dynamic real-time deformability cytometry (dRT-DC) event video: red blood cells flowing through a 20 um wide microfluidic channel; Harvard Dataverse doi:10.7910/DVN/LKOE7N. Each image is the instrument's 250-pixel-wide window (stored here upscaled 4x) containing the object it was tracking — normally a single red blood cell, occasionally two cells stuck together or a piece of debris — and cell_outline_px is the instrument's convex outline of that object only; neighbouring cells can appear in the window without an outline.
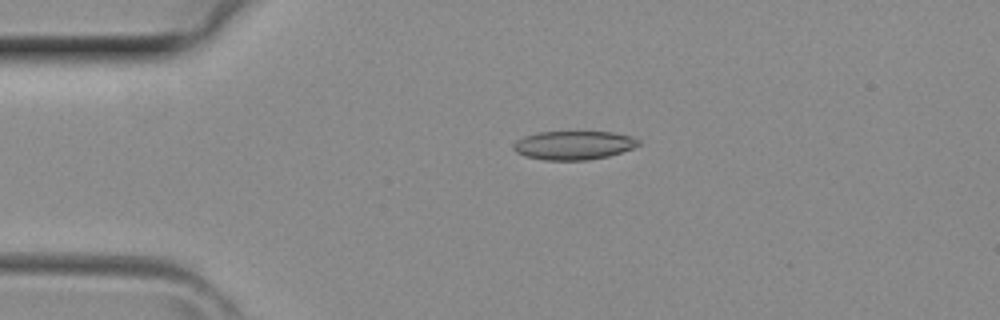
{"species": "common noctule bat (a hibernating species)", "species_latin": "Nyctalus noctula", "temperature_condition": "room temperature", "stored_images_in_passage": 2, "camera_frame_rate_fps": 3000, "um_per_image_px": 0.085, "animal": {"sex": "female", "body_mass_g": 29.2, "forearm_length_mm": 56.3}, "frame": {"image": 1, "passage_image": 2, "time_ms": 0.333, "image_size_px": [1000, 320], "cell_outline_px": [[640, 144], [632, 148], [608, 156], [588, 160], [544, 160], [524, 156], [516, 152], [512, 148], [512, 144], [516, 140], [524, 136], [540, 132], [612, 132], [632, 136], [640, 140]], "centroid_in_image_um": [48.73, 12.35], "position_along_channel_um": 36.3, "area_um2": 20.98}}